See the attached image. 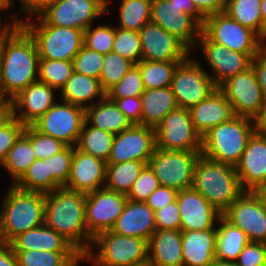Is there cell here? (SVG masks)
<instances>
[{"label": "cell", "mask_w": 266, "mask_h": 266, "mask_svg": "<svg viewBox=\"0 0 266 266\" xmlns=\"http://www.w3.org/2000/svg\"><path fill=\"white\" fill-rule=\"evenodd\" d=\"M85 203L86 194L66 187L45 194L44 224L82 252L93 249L86 225Z\"/></svg>", "instance_id": "obj_1"}, {"label": "cell", "mask_w": 266, "mask_h": 266, "mask_svg": "<svg viewBox=\"0 0 266 266\" xmlns=\"http://www.w3.org/2000/svg\"><path fill=\"white\" fill-rule=\"evenodd\" d=\"M0 56L2 84L7 98L12 99L38 81L40 58L37 47L21 25L6 39L0 48Z\"/></svg>", "instance_id": "obj_2"}, {"label": "cell", "mask_w": 266, "mask_h": 266, "mask_svg": "<svg viewBox=\"0 0 266 266\" xmlns=\"http://www.w3.org/2000/svg\"><path fill=\"white\" fill-rule=\"evenodd\" d=\"M0 213V243L44 224L45 193L25 191L14 184L4 196Z\"/></svg>", "instance_id": "obj_3"}, {"label": "cell", "mask_w": 266, "mask_h": 266, "mask_svg": "<svg viewBox=\"0 0 266 266\" xmlns=\"http://www.w3.org/2000/svg\"><path fill=\"white\" fill-rule=\"evenodd\" d=\"M192 188L222 214L244 192L235 167L200 155L194 167Z\"/></svg>", "instance_id": "obj_4"}, {"label": "cell", "mask_w": 266, "mask_h": 266, "mask_svg": "<svg viewBox=\"0 0 266 266\" xmlns=\"http://www.w3.org/2000/svg\"><path fill=\"white\" fill-rule=\"evenodd\" d=\"M254 132L252 119L234 116L214 126L201 138V155L235 167Z\"/></svg>", "instance_id": "obj_5"}, {"label": "cell", "mask_w": 266, "mask_h": 266, "mask_svg": "<svg viewBox=\"0 0 266 266\" xmlns=\"http://www.w3.org/2000/svg\"><path fill=\"white\" fill-rule=\"evenodd\" d=\"M92 248L87 252L88 261L97 266H130L148 259V240L122 236L111 230L99 233L92 239Z\"/></svg>", "instance_id": "obj_6"}, {"label": "cell", "mask_w": 266, "mask_h": 266, "mask_svg": "<svg viewBox=\"0 0 266 266\" xmlns=\"http://www.w3.org/2000/svg\"><path fill=\"white\" fill-rule=\"evenodd\" d=\"M105 13V0H58L35 15L40 19L38 23L30 17L29 21L20 19V25H55L85 31L94 19Z\"/></svg>", "instance_id": "obj_7"}, {"label": "cell", "mask_w": 266, "mask_h": 266, "mask_svg": "<svg viewBox=\"0 0 266 266\" xmlns=\"http://www.w3.org/2000/svg\"><path fill=\"white\" fill-rule=\"evenodd\" d=\"M33 38L40 59L73 61L84 45V31L55 25H21Z\"/></svg>", "instance_id": "obj_8"}, {"label": "cell", "mask_w": 266, "mask_h": 266, "mask_svg": "<svg viewBox=\"0 0 266 266\" xmlns=\"http://www.w3.org/2000/svg\"><path fill=\"white\" fill-rule=\"evenodd\" d=\"M201 31L211 41L252 59L266 43L255 31L231 19L225 12L205 17Z\"/></svg>", "instance_id": "obj_9"}, {"label": "cell", "mask_w": 266, "mask_h": 266, "mask_svg": "<svg viewBox=\"0 0 266 266\" xmlns=\"http://www.w3.org/2000/svg\"><path fill=\"white\" fill-rule=\"evenodd\" d=\"M201 152L169 151L156 148L148 161L161 186L177 191L192 188L194 167Z\"/></svg>", "instance_id": "obj_10"}, {"label": "cell", "mask_w": 266, "mask_h": 266, "mask_svg": "<svg viewBox=\"0 0 266 266\" xmlns=\"http://www.w3.org/2000/svg\"><path fill=\"white\" fill-rule=\"evenodd\" d=\"M204 67L190 56L174 70L171 89L178 107L190 109L207 98L218 87Z\"/></svg>", "instance_id": "obj_11"}, {"label": "cell", "mask_w": 266, "mask_h": 266, "mask_svg": "<svg viewBox=\"0 0 266 266\" xmlns=\"http://www.w3.org/2000/svg\"><path fill=\"white\" fill-rule=\"evenodd\" d=\"M49 108L33 126L67 146H76L85 122V109L60 100Z\"/></svg>", "instance_id": "obj_12"}, {"label": "cell", "mask_w": 266, "mask_h": 266, "mask_svg": "<svg viewBox=\"0 0 266 266\" xmlns=\"http://www.w3.org/2000/svg\"><path fill=\"white\" fill-rule=\"evenodd\" d=\"M156 148L169 151L201 152V137L196 133L189 109L177 107L155 129Z\"/></svg>", "instance_id": "obj_13"}, {"label": "cell", "mask_w": 266, "mask_h": 266, "mask_svg": "<svg viewBox=\"0 0 266 266\" xmlns=\"http://www.w3.org/2000/svg\"><path fill=\"white\" fill-rule=\"evenodd\" d=\"M230 102L234 116L253 119L265 98L252 66L230 77L218 87Z\"/></svg>", "instance_id": "obj_14"}, {"label": "cell", "mask_w": 266, "mask_h": 266, "mask_svg": "<svg viewBox=\"0 0 266 266\" xmlns=\"http://www.w3.org/2000/svg\"><path fill=\"white\" fill-rule=\"evenodd\" d=\"M127 201L126 194L106 187L87 194L85 214L88 235L93 239L99 233L111 230Z\"/></svg>", "instance_id": "obj_15"}, {"label": "cell", "mask_w": 266, "mask_h": 266, "mask_svg": "<svg viewBox=\"0 0 266 266\" xmlns=\"http://www.w3.org/2000/svg\"><path fill=\"white\" fill-rule=\"evenodd\" d=\"M249 242L266 243V210L252 191H244L222 214Z\"/></svg>", "instance_id": "obj_16"}, {"label": "cell", "mask_w": 266, "mask_h": 266, "mask_svg": "<svg viewBox=\"0 0 266 266\" xmlns=\"http://www.w3.org/2000/svg\"><path fill=\"white\" fill-rule=\"evenodd\" d=\"M155 149V129L132 124L128 129L115 134L107 163L140 160L148 164Z\"/></svg>", "instance_id": "obj_17"}, {"label": "cell", "mask_w": 266, "mask_h": 266, "mask_svg": "<svg viewBox=\"0 0 266 266\" xmlns=\"http://www.w3.org/2000/svg\"><path fill=\"white\" fill-rule=\"evenodd\" d=\"M151 22L177 37L191 51L196 47L202 26L176 4L168 0H152Z\"/></svg>", "instance_id": "obj_18"}, {"label": "cell", "mask_w": 266, "mask_h": 266, "mask_svg": "<svg viewBox=\"0 0 266 266\" xmlns=\"http://www.w3.org/2000/svg\"><path fill=\"white\" fill-rule=\"evenodd\" d=\"M197 44L196 48L200 47L206 63L214 72L215 76L210 77L217 87L251 66L252 58L249 55L232 51L222 44L211 41L202 31Z\"/></svg>", "instance_id": "obj_19"}, {"label": "cell", "mask_w": 266, "mask_h": 266, "mask_svg": "<svg viewBox=\"0 0 266 266\" xmlns=\"http://www.w3.org/2000/svg\"><path fill=\"white\" fill-rule=\"evenodd\" d=\"M139 35L142 60L185 61L191 54V50L182 41L153 22L145 24Z\"/></svg>", "instance_id": "obj_20"}, {"label": "cell", "mask_w": 266, "mask_h": 266, "mask_svg": "<svg viewBox=\"0 0 266 266\" xmlns=\"http://www.w3.org/2000/svg\"><path fill=\"white\" fill-rule=\"evenodd\" d=\"M176 200L181 217V231H202L215 228V224L222 216L220 211L193 188L178 191Z\"/></svg>", "instance_id": "obj_21"}, {"label": "cell", "mask_w": 266, "mask_h": 266, "mask_svg": "<svg viewBox=\"0 0 266 266\" xmlns=\"http://www.w3.org/2000/svg\"><path fill=\"white\" fill-rule=\"evenodd\" d=\"M106 162L74 147L68 189L89 194L105 187Z\"/></svg>", "instance_id": "obj_22"}, {"label": "cell", "mask_w": 266, "mask_h": 266, "mask_svg": "<svg viewBox=\"0 0 266 266\" xmlns=\"http://www.w3.org/2000/svg\"><path fill=\"white\" fill-rule=\"evenodd\" d=\"M48 84L36 81L12 98L14 117L25 126L33 125L56 102Z\"/></svg>", "instance_id": "obj_23"}, {"label": "cell", "mask_w": 266, "mask_h": 266, "mask_svg": "<svg viewBox=\"0 0 266 266\" xmlns=\"http://www.w3.org/2000/svg\"><path fill=\"white\" fill-rule=\"evenodd\" d=\"M235 170L244 191L266 183V136L253 133Z\"/></svg>", "instance_id": "obj_24"}, {"label": "cell", "mask_w": 266, "mask_h": 266, "mask_svg": "<svg viewBox=\"0 0 266 266\" xmlns=\"http://www.w3.org/2000/svg\"><path fill=\"white\" fill-rule=\"evenodd\" d=\"M189 111L194 130L201 138L214 126L234 117L230 102L219 88Z\"/></svg>", "instance_id": "obj_25"}, {"label": "cell", "mask_w": 266, "mask_h": 266, "mask_svg": "<svg viewBox=\"0 0 266 266\" xmlns=\"http://www.w3.org/2000/svg\"><path fill=\"white\" fill-rule=\"evenodd\" d=\"M156 230L155 212L145 202L128 200L122 214L117 218L112 232L150 240Z\"/></svg>", "instance_id": "obj_26"}, {"label": "cell", "mask_w": 266, "mask_h": 266, "mask_svg": "<svg viewBox=\"0 0 266 266\" xmlns=\"http://www.w3.org/2000/svg\"><path fill=\"white\" fill-rule=\"evenodd\" d=\"M8 244L13 251L78 252L67 239L45 224L20 233Z\"/></svg>", "instance_id": "obj_27"}, {"label": "cell", "mask_w": 266, "mask_h": 266, "mask_svg": "<svg viewBox=\"0 0 266 266\" xmlns=\"http://www.w3.org/2000/svg\"><path fill=\"white\" fill-rule=\"evenodd\" d=\"M217 228L182 231L183 266H210L215 260Z\"/></svg>", "instance_id": "obj_28"}, {"label": "cell", "mask_w": 266, "mask_h": 266, "mask_svg": "<svg viewBox=\"0 0 266 266\" xmlns=\"http://www.w3.org/2000/svg\"><path fill=\"white\" fill-rule=\"evenodd\" d=\"M148 260L153 266H183L182 231L155 230L148 241Z\"/></svg>", "instance_id": "obj_29"}, {"label": "cell", "mask_w": 266, "mask_h": 266, "mask_svg": "<svg viewBox=\"0 0 266 266\" xmlns=\"http://www.w3.org/2000/svg\"><path fill=\"white\" fill-rule=\"evenodd\" d=\"M142 101L141 125L156 129L164 117L178 107L171 87L145 89Z\"/></svg>", "instance_id": "obj_30"}, {"label": "cell", "mask_w": 266, "mask_h": 266, "mask_svg": "<svg viewBox=\"0 0 266 266\" xmlns=\"http://www.w3.org/2000/svg\"><path fill=\"white\" fill-rule=\"evenodd\" d=\"M60 95L62 101L86 109L97 103H92L97 96L99 100L104 99L106 92L102 89L99 79L73 72Z\"/></svg>", "instance_id": "obj_31"}, {"label": "cell", "mask_w": 266, "mask_h": 266, "mask_svg": "<svg viewBox=\"0 0 266 266\" xmlns=\"http://www.w3.org/2000/svg\"><path fill=\"white\" fill-rule=\"evenodd\" d=\"M85 121L90 126L111 132L114 135L132 125L116 104L107 97L85 109Z\"/></svg>", "instance_id": "obj_32"}, {"label": "cell", "mask_w": 266, "mask_h": 266, "mask_svg": "<svg viewBox=\"0 0 266 266\" xmlns=\"http://www.w3.org/2000/svg\"><path fill=\"white\" fill-rule=\"evenodd\" d=\"M218 222L215 259L235 262L249 240L240 228L232 225L223 216Z\"/></svg>", "instance_id": "obj_33"}, {"label": "cell", "mask_w": 266, "mask_h": 266, "mask_svg": "<svg viewBox=\"0 0 266 266\" xmlns=\"http://www.w3.org/2000/svg\"><path fill=\"white\" fill-rule=\"evenodd\" d=\"M35 160L36 156L31 145V125H29L8 151L2 167L4 166L12 176L14 180L12 184H15Z\"/></svg>", "instance_id": "obj_34"}, {"label": "cell", "mask_w": 266, "mask_h": 266, "mask_svg": "<svg viewBox=\"0 0 266 266\" xmlns=\"http://www.w3.org/2000/svg\"><path fill=\"white\" fill-rule=\"evenodd\" d=\"M146 165V162L140 160L106 163L105 187L128 195L135 180Z\"/></svg>", "instance_id": "obj_35"}, {"label": "cell", "mask_w": 266, "mask_h": 266, "mask_svg": "<svg viewBox=\"0 0 266 266\" xmlns=\"http://www.w3.org/2000/svg\"><path fill=\"white\" fill-rule=\"evenodd\" d=\"M261 0H226L224 12L239 24L255 31L266 42V27L262 22Z\"/></svg>", "instance_id": "obj_36"}, {"label": "cell", "mask_w": 266, "mask_h": 266, "mask_svg": "<svg viewBox=\"0 0 266 266\" xmlns=\"http://www.w3.org/2000/svg\"><path fill=\"white\" fill-rule=\"evenodd\" d=\"M114 137L111 132L90 126L85 121L75 147L107 163Z\"/></svg>", "instance_id": "obj_37"}, {"label": "cell", "mask_w": 266, "mask_h": 266, "mask_svg": "<svg viewBox=\"0 0 266 266\" xmlns=\"http://www.w3.org/2000/svg\"><path fill=\"white\" fill-rule=\"evenodd\" d=\"M183 61H148L141 60L139 66L145 89L171 87L175 68Z\"/></svg>", "instance_id": "obj_38"}, {"label": "cell", "mask_w": 266, "mask_h": 266, "mask_svg": "<svg viewBox=\"0 0 266 266\" xmlns=\"http://www.w3.org/2000/svg\"><path fill=\"white\" fill-rule=\"evenodd\" d=\"M14 185L25 191L45 194L60 187L48 174L47 161L45 159H36Z\"/></svg>", "instance_id": "obj_39"}, {"label": "cell", "mask_w": 266, "mask_h": 266, "mask_svg": "<svg viewBox=\"0 0 266 266\" xmlns=\"http://www.w3.org/2000/svg\"><path fill=\"white\" fill-rule=\"evenodd\" d=\"M119 8V28L139 32L151 22L152 0H121Z\"/></svg>", "instance_id": "obj_40"}, {"label": "cell", "mask_w": 266, "mask_h": 266, "mask_svg": "<svg viewBox=\"0 0 266 266\" xmlns=\"http://www.w3.org/2000/svg\"><path fill=\"white\" fill-rule=\"evenodd\" d=\"M72 73V61L39 59L38 81L48 84L56 91L61 92Z\"/></svg>", "instance_id": "obj_41"}, {"label": "cell", "mask_w": 266, "mask_h": 266, "mask_svg": "<svg viewBox=\"0 0 266 266\" xmlns=\"http://www.w3.org/2000/svg\"><path fill=\"white\" fill-rule=\"evenodd\" d=\"M135 64L130 60L111 51L104 55L99 81L102 89L107 92L117 84L128 70Z\"/></svg>", "instance_id": "obj_42"}, {"label": "cell", "mask_w": 266, "mask_h": 266, "mask_svg": "<svg viewBox=\"0 0 266 266\" xmlns=\"http://www.w3.org/2000/svg\"><path fill=\"white\" fill-rule=\"evenodd\" d=\"M113 52L138 64L142 60L139 32L115 26Z\"/></svg>", "instance_id": "obj_43"}, {"label": "cell", "mask_w": 266, "mask_h": 266, "mask_svg": "<svg viewBox=\"0 0 266 266\" xmlns=\"http://www.w3.org/2000/svg\"><path fill=\"white\" fill-rule=\"evenodd\" d=\"M19 266H63L77 252L14 251Z\"/></svg>", "instance_id": "obj_44"}, {"label": "cell", "mask_w": 266, "mask_h": 266, "mask_svg": "<svg viewBox=\"0 0 266 266\" xmlns=\"http://www.w3.org/2000/svg\"><path fill=\"white\" fill-rule=\"evenodd\" d=\"M145 88L139 66L135 64L122 79L106 92L107 98L140 97Z\"/></svg>", "instance_id": "obj_45"}, {"label": "cell", "mask_w": 266, "mask_h": 266, "mask_svg": "<svg viewBox=\"0 0 266 266\" xmlns=\"http://www.w3.org/2000/svg\"><path fill=\"white\" fill-rule=\"evenodd\" d=\"M114 37L115 27L99 25L94 28L90 25L84 31L83 43L87 48L105 55L113 50Z\"/></svg>", "instance_id": "obj_46"}, {"label": "cell", "mask_w": 266, "mask_h": 266, "mask_svg": "<svg viewBox=\"0 0 266 266\" xmlns=\"http://www.w3.org/2000/svg\"><path fill=\"white\" fill-rule=\"evenodd\" d=\"M74 146H66L63 150L47 158L48 174L60 186L64 187L70 176Z\"/></svg>", "instance_id": "obj_47"}, {"label": "cell", "mask_w": 266, "mask_h": 266, "mask_svg": "<svg viewBox=\"0 0 266 266\" xmlns=\"http://www.w3.org/2000/svg\"><path fill=\"white\" fill-rule=\"evenodd\" d=\"M104 61V54L82 46L73 58V72L99 79Z\"/></svg>", "instance_id": "obj_48"}, {"label": "cell", "mask_w": 266, "mask_h": 266, "mask_svg": "<svg viewBox=\"0 0 266 266\" xmlns=\"http://www.w3.org/2000/svg\"><path fill=\"white\" fill-rule=\"evenodd\" d=\"M160 186L154 171L147 164L135 180L131 191L128 193V200L134 202H146L148 197Z\"/></svg>", "instance_id": "obj_49"}, {"label": "cell", "mask_w": 266, "mask_h": 266, "mask_svg": "<svg viewBox=\"0 0 266 266\" xmlns=\"http://www.w3.org/2000/svg\"><path fill=\"white\" fill-rule=\"evenodd\" d=\"M31 145L36 159L45 160L67 146L56 138L41 133L33 125H31Z\"/></svg>", "instance_id": "obj_50"}, {"label": "cell", "mask_w": 266, "mask_h": 266, "mask_svg": "<svg viewBox=\"0 0 266 266\" xmlns=\"http://www.w3.org/2000/svg\"><path fill=\"white\" fill-rule=\"evenodd\" d=\"M25 125L15 117L0 130V165H3L8 151L24 133Z\"/></svg>", "instance_id": "obj_51"}, {"label": "cell", "mask_w": 266, "mask_h": 266, "mask_svg": "<svg viewBox=\"0 0 266 266\" xmlns=\"http://www.w3.org/2000/svg\"><path fill=\"white\" fill-rule=\"evenodd\" d=\"M181 217L177 200L155 211L156 230H179Z\"/></svg>", "instance_id": "obj_52"}, {"label": "cell", "mask_w": 266, "mask_h": 266, "mask_svg": "<svg viewBox=\"0 0 266 266\" xmlns=\"http://www.w3.org/2000/svg\"><path fill=\"white\" fill-rule=\"evenodd\" d=\"M235 262L239 266H265L266 243L249 242Z\"/></svg>", "instance_id": "obj_53"}, {"label": "cell", "mask_w": 266, "mask_h": 266, "mask_svg": "<svg viewBox=\"0 0 266 266\" xmlns=\"http://www.w3.org/2000/svg\"><path fill=\"white\" fill-rule=\"evenodd\" d=\"M126 116L131 124H141L142 101L140 97L108 98Z\"/></svg>", "instance_id": "obj_54"}, {"label": "cell", "mask_w": 266, "mask_h": 266, "mask_svg": "<svg viewBox=\"0 0 266 266\" xmlns=\"http://www.w3.org/2000/svg\"><path fill=\"white\" fill-rule=\"evenodd\" d=\"M178 191L174 188L159 186L145 202L154 212L176 200Z\"/></svg>", "instance_id": "obj_55"}, {"label": "cell", "mask_w": 266, "mask_h": 266, "mask_svg": "<svg viewBox=\"0 0 266 266\" xmlns=\"http://www.w3.org/2000/svg\"><path fill=\"white\" fill-rule=\"evenodd\" d=\"M251 66L256 73L258 83L266 100V43L260 48L257 55L252 59Z\"/></svg>", "instance_id": "obj_56"}, {"label": "cell", "mask_w": 266, "mask_h": 266, "mask_svg": "<svg viewBox=\"0 0 266 266\" xmlns=\"http://www.w3.org/2000/svg\"><path fill=\"white\" fill-rule=\"evenodd\" d=\"M197 10L207 17L212 14L224 12L226 0H192Z\"/></svg>", "instance_id": "obj_57"}, {"label": "cell", "mask_w": 266, "mask_h": 266, "mask_svg": "<svg viewBox=\"0 0 266 266\" xmlns=\"http://www.w3.org/2000/svg\"><path fill=\"white\" fill-rule=\"evenodd\" d=\"M20 1V12L32 17L41 13L48 5L57 2L58 0H19Z\"/></svg>", "instance_id": "obj_58"}, {"label": "cell", "mask_w": 266, "mask_h": 266, "mask_svg": "<svg viewBox=\"0 0 266 266\" xmlns=\"http://www.w3.org/2000/svg\"><path fill=\"white\" fill-rule=\"evenodd\" d=\"M171 3L181 7L183 12L190 14L201 26L205 21V17L197 10L192 0H168Z\"/></svg>", "instance_id": "obj_59"}, {"label": "cell", "mask_w": 266, "mask_h": 266, "mask_svg": "<svg viewBox=\"0 0 266 266\" xmlns=\"http://www.w3.org/2000/svg\"><path fill=\"white\" fill-rule=\"evenodd\" d=\"M0 266H19L16 254L7 243H0Z\"/></svg>", "instance_id": "obj_60"}, {"label": "cell", "mask_w": 266, "mask_h": 266, "mask_svg": "<svg viewBox=\"0 0 266 266\" xmlns=\"http://www.w3.org/2000/svg\"><path fill=\"white\" fill-rule=\"evenodd\" d=\"M14 118L12 99L0 100V130Z\"/></svg>", "instance_id": "obj_61"}, {"label": "cell", "mask_w": 266, "mask_h": 266, "mask_svg": "<svg viewBox=\"0 0 266 266\" xmlns=\"http://www.w3.org/2000/svg\"><path fill=\"white\" fill-rule=\"evenodd\" d=\"M252 120L255 133L266 136V100L258 114Z\"/></svg>", "instance_id": "obj_62"}, {"label": "cell", "mask_w": 266, "mask_h": 266, "mask_svg": "<svg viewBox=\"0 0 266 266\" xmlns=\"http://www.w3.org/2000/svg\"><path fill=\"white\" fill-rule=\"evenodd\" d=\"M0 16V48L5 43L6 39L16 30V28L20 25V20L17 18H12V23L2 26L3 18ZM2 26V27H1Z\"/></svg>", "instance_id": "obj_63"}, {"label": "cell", "mask_w": 266, "mask_h": 266, "mask_svg": "<svg viewBox=\"0 0 266 266\" xmlns=\"http://www.w3.org/2000/svg\"><path fill=\"white\" fill-rule=\"evenodd\" d=\"M81 261H88L87 252L78 251L63 266H79Z\"/></svg>", "instance_id": "obj_64"}, {"label": "cell", "mask_w": 266, "mask_h": 266, "mask_svg": "<svg viewBox=\"0 0 266 266\" xmlns=\"http://www.w3.org/2000/svg\"><path fill=\"white\" fill-rule=\"evenodd\" d=\"M252 192L257 196L266 210V183L260 184Z\"/></svg>", "instance_id": "obj_65"}, {"label": "cell", "mask_w": 266, "mask_h": 266, "mask_svg": "<svg viewBox=\"0 0 266 266\" xmlns=\"http://www.w3.org/2000/svg\"><path fill=\"white\" fill-rule=\"evenodd\" d=\"M210 266H239L236 262L215 259Z\"/></svg>", "instance_id": "obj_66"}, {"label": "cell", "mask_w": 266, "mask_h": 266, "mask_svg": "<svg viewBox=\"0 0 266 266\" xmlns=\"http://www.w3.org/2000/svg\"><path fill=\"white\" fill-rule=\"evenodd\" d=\"M13 0H0V11L8 9L10 6L14 7Z\"/></svg>", "instance_id": "obj_67"}, {"label": "cell", "mask_w": 266, "mask_h": 266, "mask_svg": "<svg viewBox=\"0 0 266 266\" xmlns=\"http://www.w3.org/2000/svg\"><path fill=\"white\" fill-rule=\"evenodd\" d=\"M260 10L262 14L263 25L266 27V0H261Z\"/></svg>", "instance_id": "obj_68"}, {"label": "cell", "mask_w": 266, "mask_h": 266, "mask_svg": "<svg viewBox=\"0 0 266 266\" xmlns=\"http://www.w3.org/2000/svg\"><path fill=\"white\" fill-rule=\"evenodd\" d=\"M5 99H9L5 96L4 93V87L2 84V73H1V56H0V100H5Z\"/></svg>", "instance_id": "obj_69"}, {"label": "cell", "mask_w": 266, "mask_h": 266, "mask_svg": "<svg viewBox=\"0 0 266 266\" xmlns=\"http://www.w3.org/2000/svg\"><path fill=\"white\" fill-rule=\"evenodd\" d=\"M130 266H153V265H152L151 262L147 259V260H145V261H143V262H141V263H137V264L130 265Z\"/></svg>", "instance_id": "obj_70"}, {"label": "cell", "mask_w": 266, "mask_h": 266, "mask_svg": "<svg viewBox=\"0 0 266 266\" xmlns=\"http://www.w3.org/2000/svg\"><path fill=\"white\" fill-rule=\"evenodd\" d=\"M106 1V12H110V10H108L109 8V2L108 1H111V0H105Z\"/></svg>", "instance_id": "obj_71"}]
</instances>
